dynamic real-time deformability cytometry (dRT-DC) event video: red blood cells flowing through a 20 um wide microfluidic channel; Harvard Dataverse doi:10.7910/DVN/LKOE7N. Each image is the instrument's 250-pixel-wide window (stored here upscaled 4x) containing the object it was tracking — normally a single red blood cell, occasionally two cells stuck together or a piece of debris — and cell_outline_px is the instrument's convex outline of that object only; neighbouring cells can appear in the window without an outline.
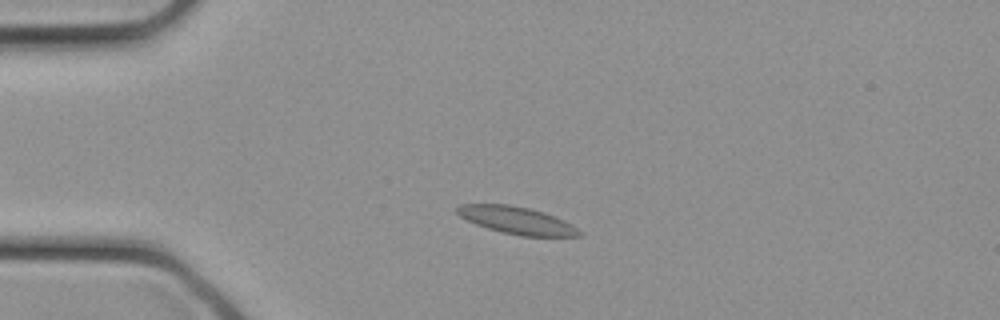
{"species": "common noctule bat (a hibernating species)", "species_latin": "Nyctalus noctula", "temperature_condition": "cold", "stored_images_in_passage": 13, "camera_frame_rate_fps": 3000, "um_per_image_px": 0.085, "animal": {"sex": "female", "body_mass_g": 21.9}, "frame": {"image": 1, "passage_image": 3, "time_ms": 0.667, "image_size_px": [1000, 320], "cell_outline_px": [[584, 236], [520, 236], [488, 228], [476, 224], [460, 216], [456, 212], [456, 208], [460, 204], [508, 204], [528, 208], [544, 212], [572, 224], [584, 232]], "centroid_in_image_um": [43.97, 18.73], "position_along_channel_um": 41.0, "area_um2": 19.36}}
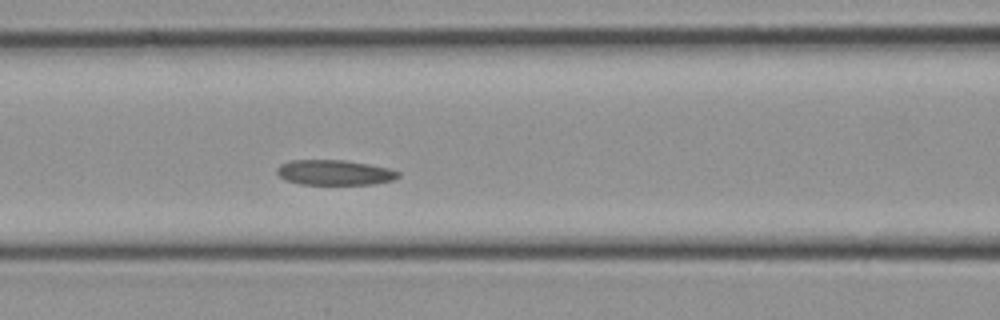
{"frame": {"image": 2, "passage_image": 9, "time_ms": 2.667, "image_size_px": [1000, 320], "cell_outline_px": [[400, 176], [392, 180], [372, 184], [300, 184], [284, 180], [276, 172], [276, 168], [280, 164], [288, 160], [344, 160], [368, 164], [388, 168], [400, 172]], "centroid_in_image_um": [28.39, 14.66], "position_along_channel_um": 138.2, "area_um2": 17.8}}
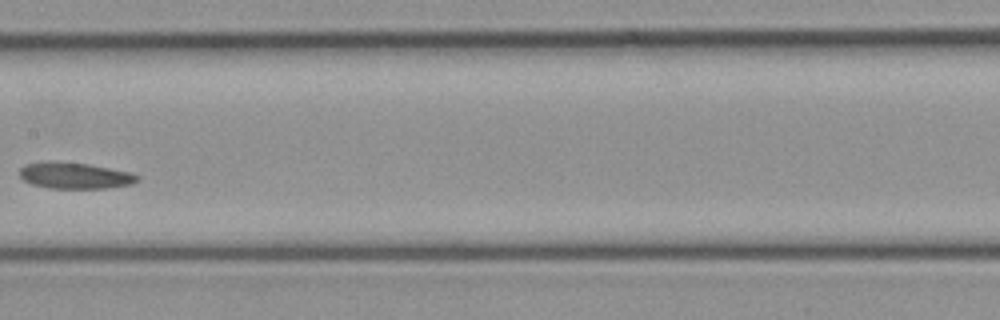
{"frame": {"image": 3, "passage_image": 12, "time_ms": 3.667, "image_size_px": [1000, 320], "cell_outline_px": [[140, 180], [132, 184], [108, 188], [48, 188], [32, 184], [24, 180], [20, 176], [20, 168], [24, 164], [44, 160], [52, 160], [88, 164], [128, 172], [140, 176]], "centroid_in_image_um": [6.32, 14.91], "position_along_channel_um": 201.1, "area_um2": 18.21}}